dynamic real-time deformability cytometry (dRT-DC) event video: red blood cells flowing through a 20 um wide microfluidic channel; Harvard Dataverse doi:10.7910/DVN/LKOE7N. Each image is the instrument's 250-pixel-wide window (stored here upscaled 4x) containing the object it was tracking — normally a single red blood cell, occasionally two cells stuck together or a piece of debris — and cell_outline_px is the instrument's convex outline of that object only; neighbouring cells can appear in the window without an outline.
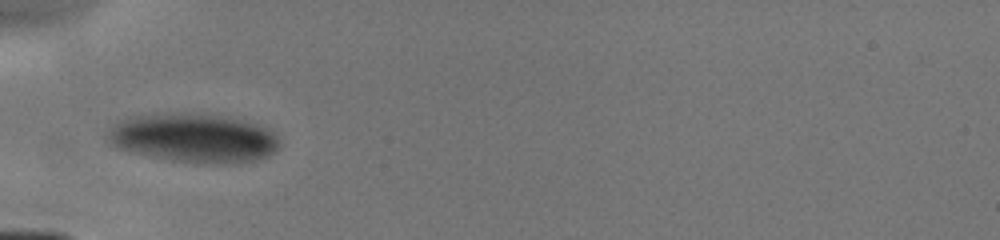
{"species": "human", "species_latin": "Homo sapiens", "temperature_condition": "cold", "stored_images_in_passage": 16, "camera_frame_rate_fps": 3000, "um_per_image_px": 0.085, "donor": {"sex": "male"}, "frame": {"image": 1, "passage_image": 1, "time_ms": 0.0, "image_size_px": [1000, 240], "cell_outline_px": [[280, 144], [276, 152], [268, 156], [256, 160], [216, 164], [212, 164], [168, 160], [132, 152], [116, 148], [108, 140], [108, 132], [120, 120], [132, 116], [184, 112], [212, 116], [236, 120], [268, 128], [276, 136]], "centroid_in_image_um": [16.44, 11.75], "position_along_channel_um": 68.6, "area_um2": 48.32}}
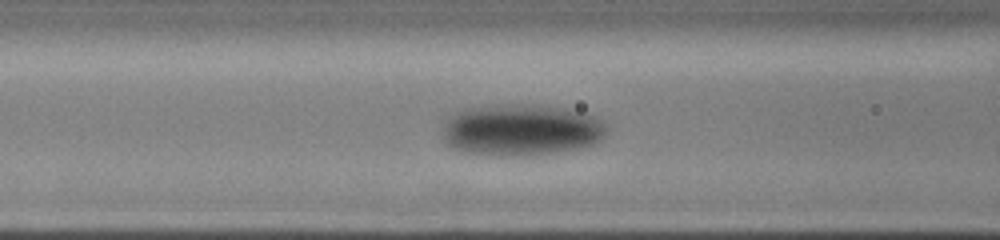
{"frame": {"image": 2, "passage_image": 7, "time_ms": 1.333, "image_size_px": [1000, 240], "cell_outline_px": [[608, 128], [604, 136], [596, 144], [584, 148], [532, 156], [512, 156], [468, 152], [452, 148], [444, 140], [444, 124], [456, 112], [464, 108], [488, 104], [520, 104], [560, 108], [584, 112], [596, 116], [604, 120]], "centroid_in_image_um": [44.37, 11.04], "position_along_channel_um": 122.2, "area_um2": 49.82}}
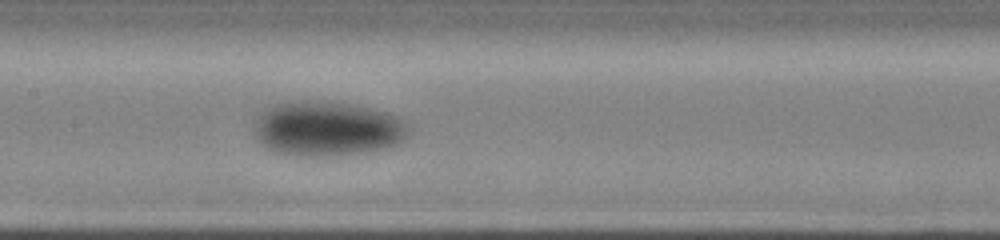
{"frame": {"image": 3, "passage_image": 13, "time_ms": 2.667, "image_size_px": [1000, 240], "cell_outline_px": [[408, 132], [396, 144], [388, 148], [364, 152], [324, 156], [300, 156], [280, 152], [268, 148], [256, 136], [256, 120], [260, 112], [276, 104], [304, 100], [328, 100], [356, 104], [372, 108], [396, 116], [404, 120]], "centroid_in_image_um": [27.83, 10.91], "position_along_channel_um": 179.6, "area_um2": 48.96}}